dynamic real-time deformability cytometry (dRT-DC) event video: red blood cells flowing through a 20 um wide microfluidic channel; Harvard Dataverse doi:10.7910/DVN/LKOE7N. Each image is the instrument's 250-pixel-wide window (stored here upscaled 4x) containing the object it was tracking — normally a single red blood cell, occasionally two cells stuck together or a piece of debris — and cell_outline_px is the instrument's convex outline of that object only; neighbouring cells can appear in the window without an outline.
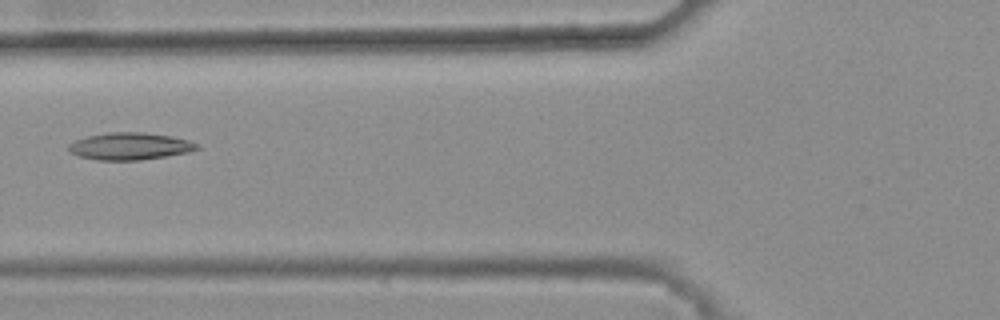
{"species": "common noctule bat (a hibernating species)", "species_latin": "Nyctalus noctula", "temperature_condition": "warm", "stored_images_in_passage": 5, "camera_frame_rate_fps": 3000, "um_per_image_px": 0.085, "animal": {"sex": "female", "body_mass_g": 25.1}, "frame": {"image": 1, "passage_image": 5, "time_ms": 1.333, "image_size_px": [1000, 320], "cell_outline_px": [[200, 148], [188, 152], [140, 160], [96, 160], [80, 156], [68, 152], [68, 144], [76, 140], [88, 136], [108, 132], [144, 132], [172, 136], [188, 140], [200, 144]], "centroid_in_image_um": [11.04, 12.42], "position_along_channel_um": 114.8, "area_um2": 20.35}}